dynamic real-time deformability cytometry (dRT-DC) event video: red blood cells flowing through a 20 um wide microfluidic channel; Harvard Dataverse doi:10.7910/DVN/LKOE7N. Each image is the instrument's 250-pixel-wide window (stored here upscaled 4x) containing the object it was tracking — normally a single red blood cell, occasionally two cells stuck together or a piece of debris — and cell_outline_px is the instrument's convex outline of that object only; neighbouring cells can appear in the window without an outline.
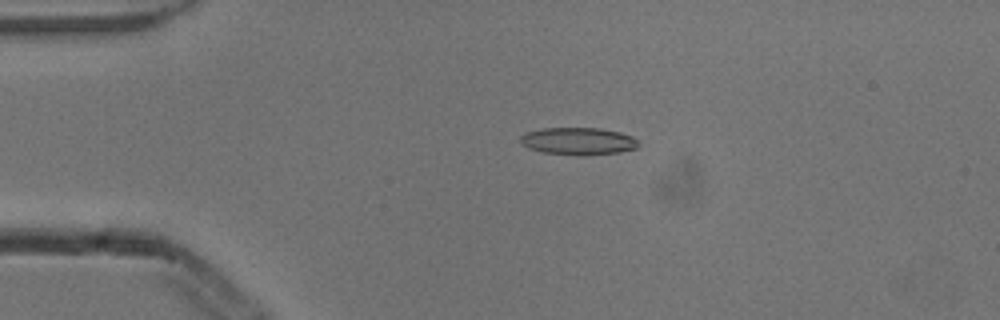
{"species": "common noctule bat (a hibernating species)", "species_latin": "Nyctalus noctula", "temperature_condition": "cold", "stored_images_in_passage": 4, "camera_frame_rate_fps": 3000, "um_per_image_px": 0.085, "animal": {"sex": "male", "body_mass_g": 13.3}, "frame": {"image": 1, "passage_image": 3, "time_ms": 0.667, "image_size_px": [1000, 320], "cell_outline_px": [[636, 148], [620, 152], [584, 156], [540, 152], [528, 148], [520, 144], [520, 136], [528, 132], [540, 128], [600, 128], [620, 132], [632, 136], [636, 140]], "centroid_in_image_um": [49.1, 12.0], "position_along_channel_um": 35.9, "area_um2": 18.9}}